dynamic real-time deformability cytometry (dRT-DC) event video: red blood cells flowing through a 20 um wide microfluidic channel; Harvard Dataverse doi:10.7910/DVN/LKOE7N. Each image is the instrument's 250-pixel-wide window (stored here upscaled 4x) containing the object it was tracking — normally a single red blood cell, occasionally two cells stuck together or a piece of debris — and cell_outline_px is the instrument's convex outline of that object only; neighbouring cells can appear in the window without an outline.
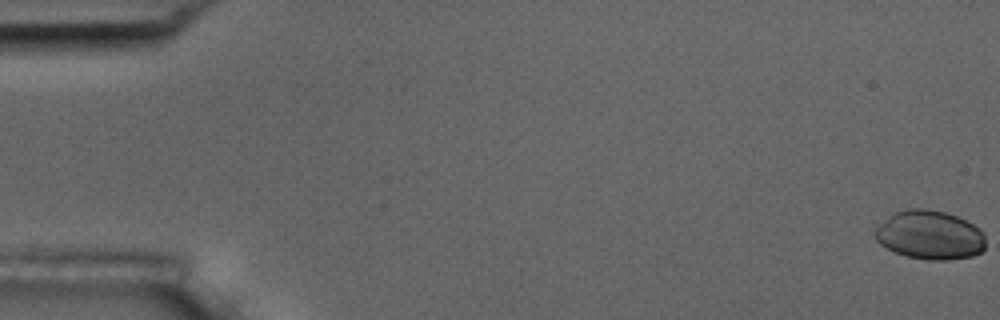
{"species": "common noctule bat (a hibernating species)", "species_latin": "Nyctalus noctula", "temperature_condition": "room temperature", "stored_images_in_passage": 10, "camera_frame_rate_fps": 3000, "um_per_image_px": 0.085, "animal": {"sex": "male", "body_mass_g": 17.5, "forearm_length_mm": 52.3}, "frame": {"image": 1, "passage_image": 1, "time_ms": 0.0, "image_size_px": [1000, 320], "cell_outline_px": [[984, 248], [980, 252], [972, 256], [948, 260], [928, 260], [908, 256], [896, 252], [880, 244], [876, 240], [876, 228], [888, 216], [896, 212], [908, 208], [924, 208], [944, 212], [956, 216], [972, 224], [984, 236]], "centroid_in_image_um": [79.01, 19.98], "position_along_channel_um": 6.0, "area_um2": 31.04}}
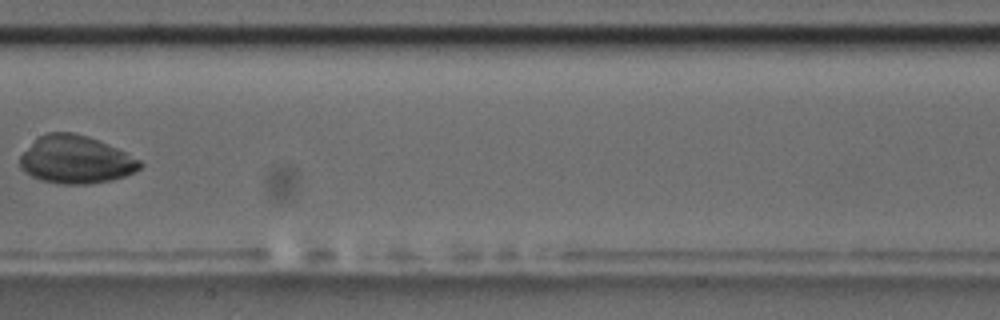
{"frame": {"image": 2, "passage_image": 9, "time_ms": 9.667, "image_size_px": [1000, 320], "cell_outline_px": [[144, 164], [140, 168], [124, 176], [112, 180], [88, 184], [60, 184], [40, 180], [24, 172], [20, 168], [20, 156], [40, 136], [48, 132], [72, 132], [88, 136], [116, 148], [140, 160]], "centroid_in_image_um": [6.43, 13.58], "position_along_channel_um": 201.0, "area_um2": 33.12}}
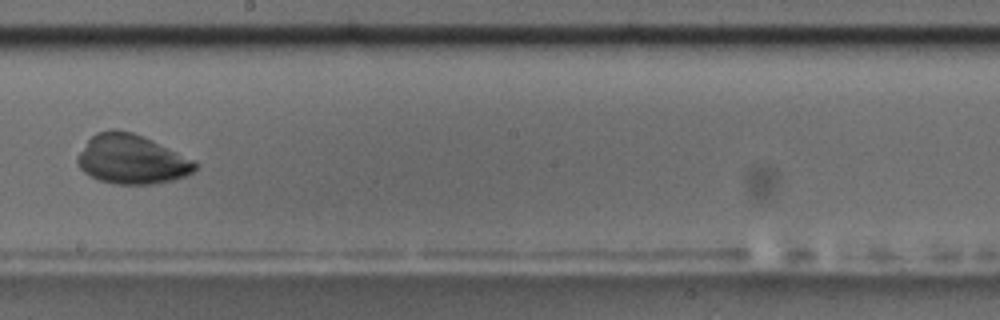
{"frame": {"image": 3, "passage_image": 10, "time_ms": 10.667, "image_size_px": [1000, 320], "cell_outline_px": [[200, 164], [192, 172], [184, 176], [172, 180], [152, 184], [116, 184], [100, 180], [84, 172], [80, 168], [76, 160], [76, 156], [88, 140], [96, 132], [112, 128], [116, 128], [132, 132], [152, 140], [196, 160]], "centroid_in_image_um": [11.2, 13.53], "position_along_channel_um": 237.0, "area_um2": 33.93}}